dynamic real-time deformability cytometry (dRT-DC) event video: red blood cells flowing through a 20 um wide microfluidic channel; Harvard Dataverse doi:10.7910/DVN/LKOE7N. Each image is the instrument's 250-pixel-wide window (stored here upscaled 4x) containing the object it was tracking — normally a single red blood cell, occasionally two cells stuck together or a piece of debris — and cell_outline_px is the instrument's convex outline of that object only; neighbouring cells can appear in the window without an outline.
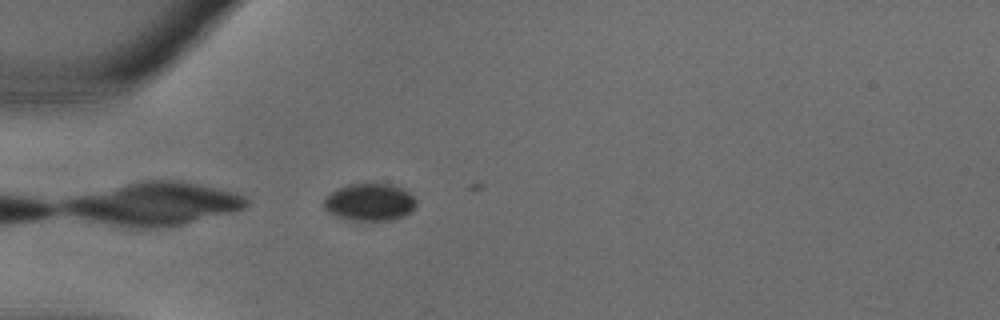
{"species": "common noctule bat (a hibernating species)", "species_latin": "Nyctalus noctula", "temperature_condition": "warm", "stored_images_in_passage": 6, "camera_frame_rate_fps": 3000, "um_per_image_px": 0.085, "animal": {"sex": "male", "body_mass_g": 18.8}, "frame": {"image": 1, "passage_image": 1, "time_ms": 0.0, "image_size_px": [1000, 320], "cell_outline_px": [[416, 208], [412, 212], [404, 216], [388, 220], [352, 220], [336, 216], [328, 212], [324, 208], [324, 196], [336, 188], [348, 184], [392, 184], [408, 192], [416, 200]], "centroid_in_image_um": [31.4, 17.18], "position_along_channel_um": 53.6, "area_um2": 20.17}}
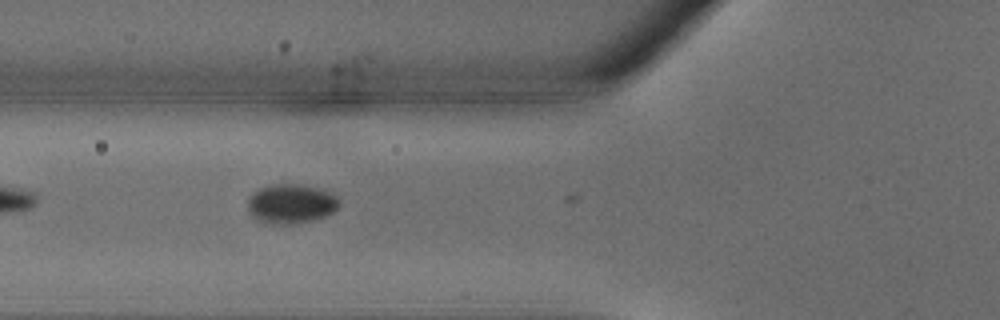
{"frame": {"image": 2, "passage_image": 4, "time_ms": 1.0, "image_size_px": [1000, 320], "cell_outline_px": [[340, 204], [328, 216], [312, 220], [292, 224], [272, 224], [260, 220], [252, 216], [248, 208], [248, 196], [252, 192], [260, 188], [272, 184], [296, 184], [316, 188], [328, 192], [336, 196], [340, 200]], "centroid_in_image_um": [24.72, 17.32], "position_along_channel_um": 101.1, "area_um2": 20.92}}